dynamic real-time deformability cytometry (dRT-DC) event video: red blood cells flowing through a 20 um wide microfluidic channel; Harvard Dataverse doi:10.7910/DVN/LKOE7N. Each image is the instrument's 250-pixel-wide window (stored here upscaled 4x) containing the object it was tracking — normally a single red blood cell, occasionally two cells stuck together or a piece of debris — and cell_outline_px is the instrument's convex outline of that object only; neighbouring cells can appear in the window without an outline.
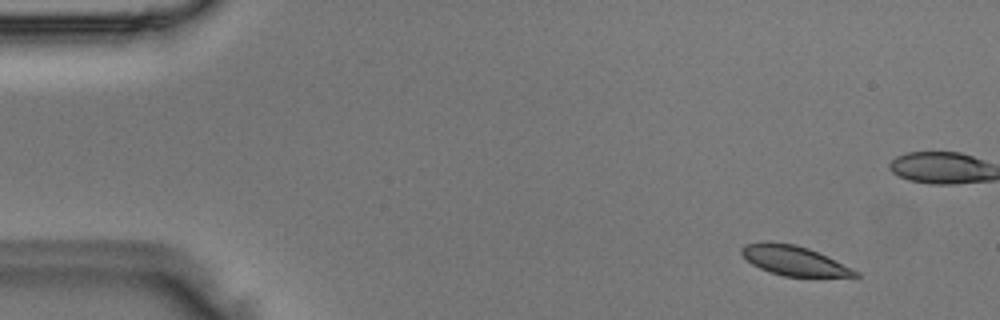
{"species": "Egyptian fruit bat (a non-hibernating species)", "species_latin": "Rousettus aegyptiacus", "temperature_condition": "room temperature", "stored_images_in_passage": 16, "camera_frame_rate_fps": 3000, "um_per_image_px": 0.085, "animal": {"sex": "male"}, "frame": {"image": 1, "passage_image": 5, "time_ms": 1.333, "image_size_px": [1000, 320], "cell_outline_px": [[860, 276], [784, 276], [768, 272], [752, 264], [740, 252], [740, 248], [744, 244], [768, 240], [796, 244], [808, 248], [828, 256], [860, 272]], "centroid_in_image_um": [67.46, 22.12], "position_along_channel_um": 17.5, "area_um2": 19.77}}